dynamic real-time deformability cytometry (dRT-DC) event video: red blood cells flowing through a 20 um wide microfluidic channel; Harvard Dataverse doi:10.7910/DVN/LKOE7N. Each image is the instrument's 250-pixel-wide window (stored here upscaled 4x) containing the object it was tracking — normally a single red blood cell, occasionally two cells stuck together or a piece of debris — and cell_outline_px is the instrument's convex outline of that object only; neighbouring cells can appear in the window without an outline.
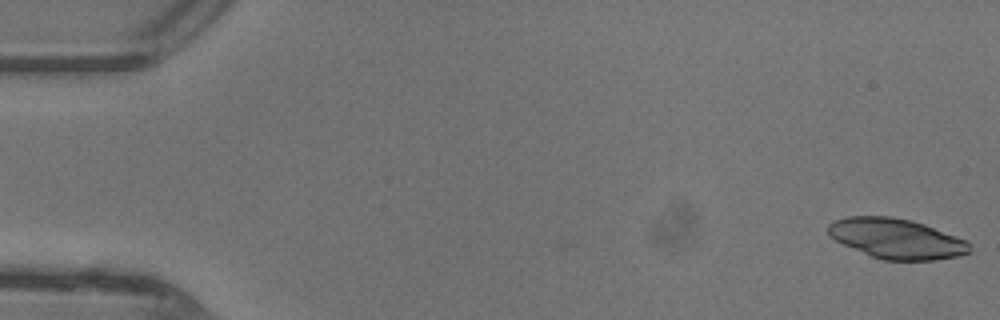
{"species": "common noctule bat (a hibernating species)", "species_latin": "Nyctalus noctula", "temperature_condition": "warm", "stored_images_in_passage": 46, "camera_frame_rate_fps": 3000, "um_per_image_px": 0.085, "animal": {"sex": "female"}, "frame": {"image": 1, "passage_image": 1, "time_ms": 0.0, "image_size_px": [1000, 320], "cell_outline_px": [[972, 252], [960, 256], [936, 260], [884, 260], [872, 256], [844, 244], [836, 240], [828, 232], [828, 224], [836, 220], [848, 216], [892, 216], [912, 220], [924, 224], [968, 240]], "centroid_in_image_um": [76.26, 20.28], "position_along_channel_um": 8.7, "area_um2": 33.0}}
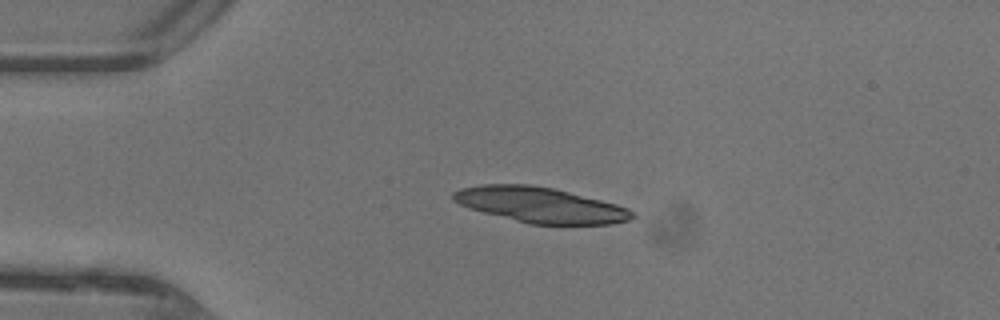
{"frame": {"image": 2, "passage_image": 11, "time_ms": 3.333, "image_size_px": [1000, 320], "cell_outline_px": [[636, 216], [628, 220], [612, 224], [528, 224], [484, 212], [460, 204], [452, 200], [452, 192], [460, 188], [480, 184], [528, 184], [552, 188], [616, 204], [628, 208]], "centroid_in_image_um": [45.9, 17.41], "position_along_channel_um": 39.1, "area_um2": 36.59}}